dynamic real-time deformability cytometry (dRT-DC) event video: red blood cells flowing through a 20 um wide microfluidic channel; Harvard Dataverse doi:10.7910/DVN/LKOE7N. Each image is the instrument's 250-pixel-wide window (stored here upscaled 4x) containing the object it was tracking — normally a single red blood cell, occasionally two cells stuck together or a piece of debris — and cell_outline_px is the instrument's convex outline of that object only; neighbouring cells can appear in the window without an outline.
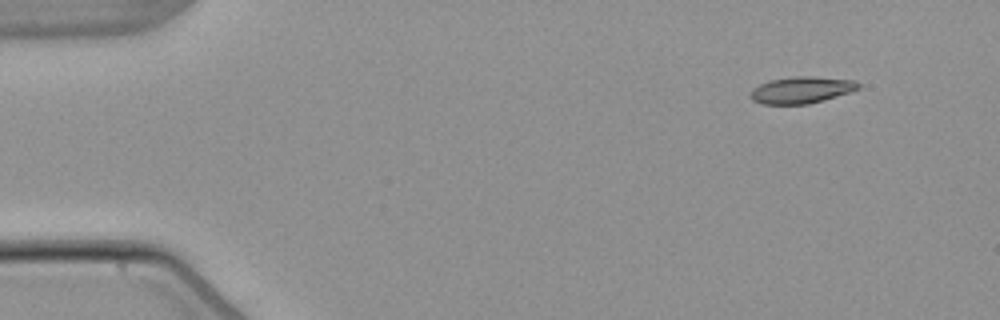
{"species": "common noctule bat (a hibernating species)", "species_latin": "Nyctalus noctula", "temperature_condition": "warm", "stored_images_in_passage": 6, "camera_frame_rate_fps": 3000, "um_per_image_px": 0.085, "animal": {"sex": "male", "body_mass_g": 21.5, "forearm_length_mm": 52.0}, "frame": {"image": 1, "passage_image": 6, "time_ms": 6.333, "image_size_px": [1000, 320], "cell_outline_px": [[860, 88], [824, 100], [808, 104], [760, 104], [752, 100], [752, 88], [768, 80], [796, 76], [812, 76], [856, 80], [860, 84]], "centroid_in_image_um": [68.12, 7.64], "position_along_channel_um": 16.9, "area_um2": 16.76}}